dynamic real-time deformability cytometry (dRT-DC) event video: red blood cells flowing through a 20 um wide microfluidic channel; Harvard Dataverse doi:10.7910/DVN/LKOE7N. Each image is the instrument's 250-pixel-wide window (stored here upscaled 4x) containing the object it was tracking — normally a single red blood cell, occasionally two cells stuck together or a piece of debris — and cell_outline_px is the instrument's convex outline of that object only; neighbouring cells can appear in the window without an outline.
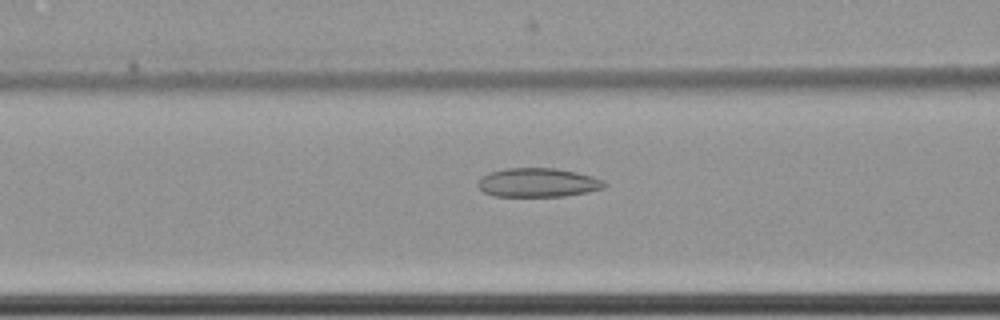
{"species": "common noctule bat (a hibernating species)", "species_latin": "Nyctalus noctula", "temperature_condition": "cold", "stored_images_in_passage": 60, "camera_frame_rate_fps": 3000, "um_per_image_px": 0.085, "animal": {"sex": "female", "body_mass_g": 22.7, "forearm_length_mm": 54.2}, "frame": {"image": 1, "passage_image": 26, "time_ms": 8.333, "image_size_px": [1000, 320], "cell_outline_px": [[608, 184], [604, 188], [588, 192], [564, 196], [492, 196], [484, 192], [476, 184], [476, 180], [488, 172], [504, 168], [556, 168], [576, 172], [592, 176], [604, 180]], "centroid_in_image_um": [45.7, 15.51], "position_along_channel_um": 120.9, "area_um2": 21.62}}
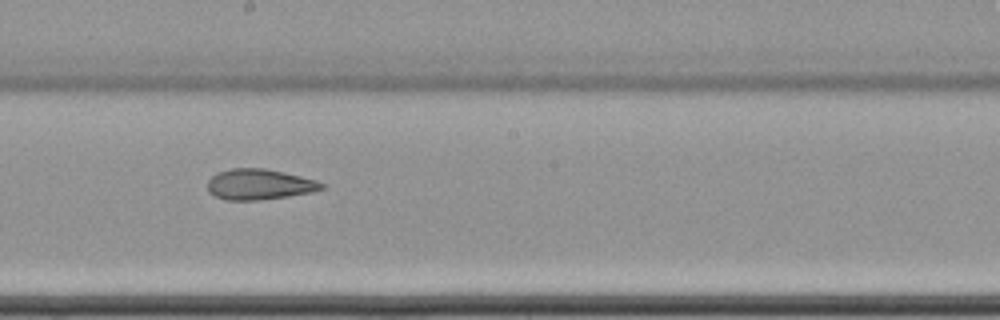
{"frame": {"image": 2, "passage_image": 35, "time_ms": 11.333, "image_size_px": [1000, 320], "cell_outline_px": [[324, 188], [312, 192], [288, 196], [260, 200], [224, 200], [208, 192], [208, 180], [216, 172], [232, 168], [264, 168], [284, 172], [316, 180], [324, 184]], "centroid_in_image_um": [22.02, 15.67], "position_along_channel_um": 226.2, "area_um2": 20.4}}
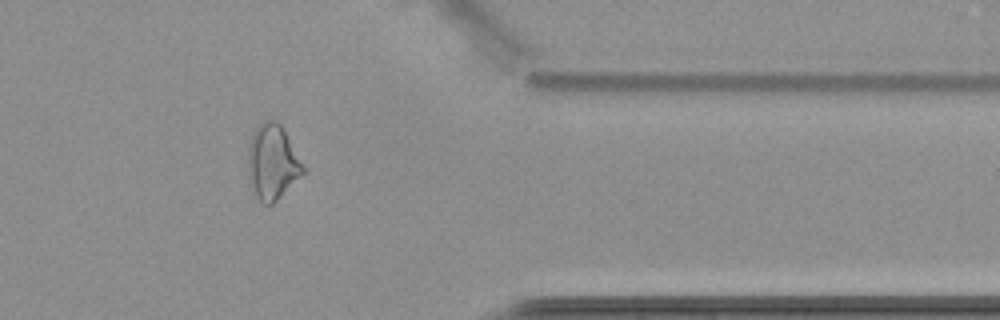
{"frame": {"image": 3, "passage_image": 50, "time_ms": 16.333, "image_size_px": [1000, 320], "cell_outline_px": [[304, 172], [272, 204], [264, 204], [256, 196], [248, 180], [248, 148], [252, 136], [256, 128], [264, 120], [276, 120], [284, 128], [304, 164]], "centroid_in_image_um": [23.15, 13.75], "position_along_channel_um": 388.2, "area_um2": 23.93}, "authors_computed_cell_mechanics": {"area_um2": 24.6228, "velocity_mm_per_s": 3.5112, "shape_relaxation_time_tau1_ms": null, "shape_relaxation_time_tau2_ms": 2.885, "deformation_change_tau1": null, "deformation_change_tau2": 0.1046}}